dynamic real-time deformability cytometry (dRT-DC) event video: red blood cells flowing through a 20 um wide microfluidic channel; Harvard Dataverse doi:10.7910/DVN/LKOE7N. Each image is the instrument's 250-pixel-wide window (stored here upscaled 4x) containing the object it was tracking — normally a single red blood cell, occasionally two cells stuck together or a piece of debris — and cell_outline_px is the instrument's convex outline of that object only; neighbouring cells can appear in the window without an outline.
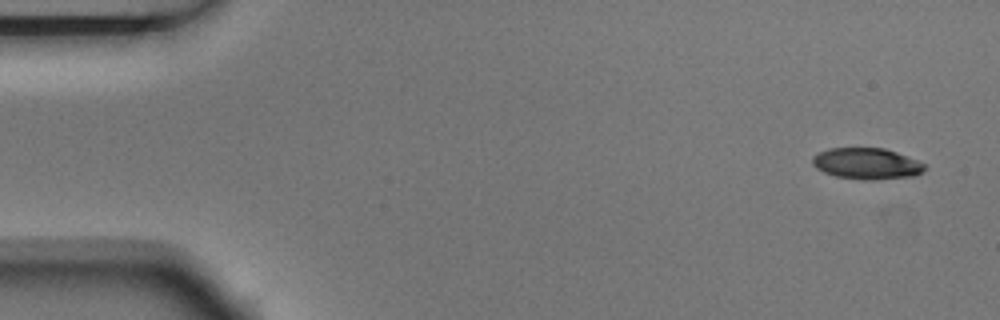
{"species": "Egyptian fruit bat (a non-hibernating species)", "species_latin": "Rousettus aegyptiacus", "temperature_condition": "room temperature", "stored_images_in_passage": 9, "camera_frame_rate_fps": 3000, "um_per_image_px": 0.085, "animal": {"sex": "male"}, "frame": {"image": 1, "passage_image": 1, "time_ms": 0.0, "image_size_px": [1000, 320], "cell_outline_px": [[924, 168], [920, 172], [912, 176], [872, 180], [864, 180], [836, 176], [824, 172], [816, 168], [812, 164], [812, 156], [828, 148], [884, 148], [896, 152], [916, 160], [924, 164]], "centroid_in_image_um": [73.61, 13.9], "position_along_channel_um": 11.4, "area_um2": 20.17}}
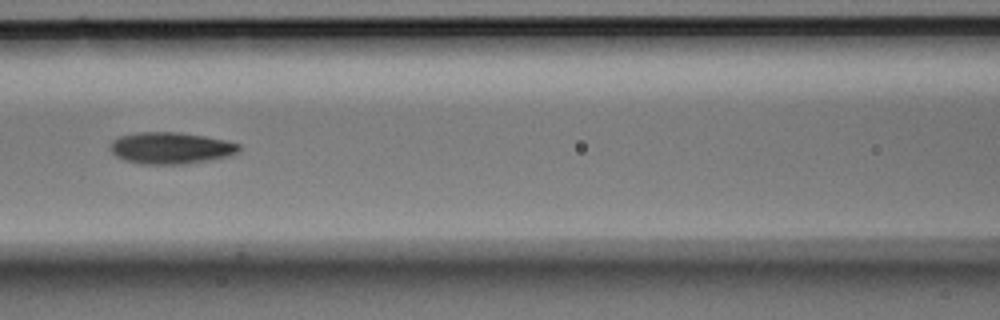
{"frame": {"image": 2, "passage_image": 7, "time_ms": 2.0, "image_size_px": [1000, 320], "cell_outline_px": [[240, 148], [236, 152], [228, 156], [180, 164], [140, 164], [124, 160], [116, 156], [112, 152], [112, 140], [120, 136], [136, 132], [180, 132], [204, 136], [224, 140], [240, 144]], "centroid_in_image_um": [14.48, 12.57], "position_along_channel_um": 152.1, "area_um2": 23.41}}
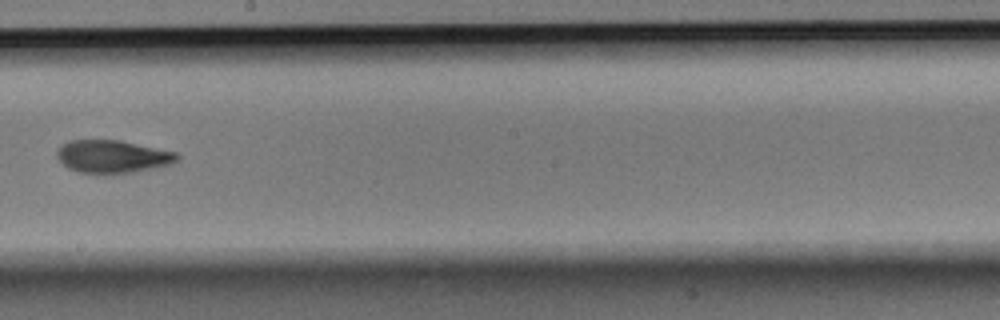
{"frame": {"image": 3, "passage_image": 9, "time_ms": 2.667, "image_size_px": [1000, 320], "cell_outline_px": [[180, 156], [172, 164], [132, 172], [104, 176], [80, 172], [68, 168], [56, 156], [56, 152], [64, 144], [72, 140], [120, 140], [176, 152]], "centroid_in_image_um": [9.57, 13.33], "position_along_channel_um": 238.6, "area_um2": 23.12}}